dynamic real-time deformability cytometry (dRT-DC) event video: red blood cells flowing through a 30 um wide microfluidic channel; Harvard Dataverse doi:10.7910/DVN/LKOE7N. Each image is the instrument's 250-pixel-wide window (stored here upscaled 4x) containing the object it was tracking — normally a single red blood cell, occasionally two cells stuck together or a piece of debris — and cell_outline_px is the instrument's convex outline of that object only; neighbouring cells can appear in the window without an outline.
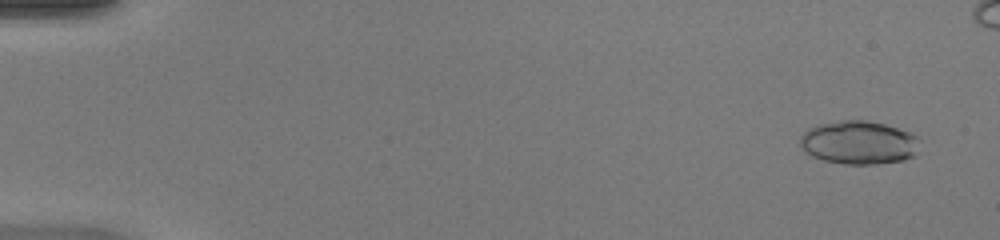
{"species": "common noctule bat (a hibernating species)", "species_latin": "Nyctalus noctula", "temperature_condition": "warm", "stored_images_in_passage": 45, "camera_frame_rate_fps": 3000, "um_per_image_px": 0.085, "animal": {"sex": "female", "body_mass_g": 20.0, "forearm_length_mm": 54.0}, "frame": {"image": 1, "passage_image": 3, "time_ms": 0.667, "image_size_px": [1000, 240], "cell_outline_px": [[916, 156], [904, 160], [876, 164], [844, 164], [824, 160], [812, 156], [800, 144], [800, 136], [808, 128], [820, 124], [840, 120], [868, 120], [884, 124], [912, 132], [916, 136]], "centroid_in_image_um": [73.0, 12.11], "position_along_channel_um": 12.0, "area_um2": 30.17}}